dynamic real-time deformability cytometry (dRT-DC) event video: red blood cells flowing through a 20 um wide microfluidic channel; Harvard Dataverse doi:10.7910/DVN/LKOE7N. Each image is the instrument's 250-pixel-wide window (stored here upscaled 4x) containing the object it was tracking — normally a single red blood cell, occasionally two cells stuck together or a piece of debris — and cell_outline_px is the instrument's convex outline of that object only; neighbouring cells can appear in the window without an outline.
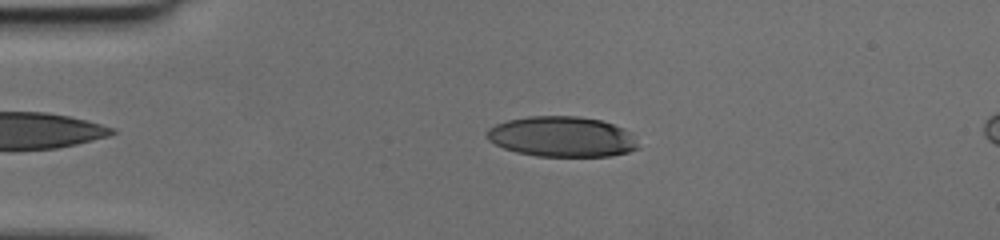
{"species": "human", "species_latin": "Homo sapiens", "temperature_condition": "cold", "stored_images_in_passage": 42, "camera_frame_rate_fps": 3000, "um_per_image_px": 0.085, "donor": {"sex": "female"}, "frame": {"image": 1, "passage_image": 10, "time_ms": 3.0, "image_size_px": [1000, 240], "cell_outline_px": [[640, 148], [628, 152], [612, 156], [536, 156], [516, 152], [504, 148], [488, 140], [488, 128], [496, 124], [508, 120], [528, 116], [580, 116], [600, 120], [624, 128], [628, 132]], "centroid_in_image_um": [47.76, 11.62], "position_along_channel_um": 37.2, "area_um2": 35.43}}
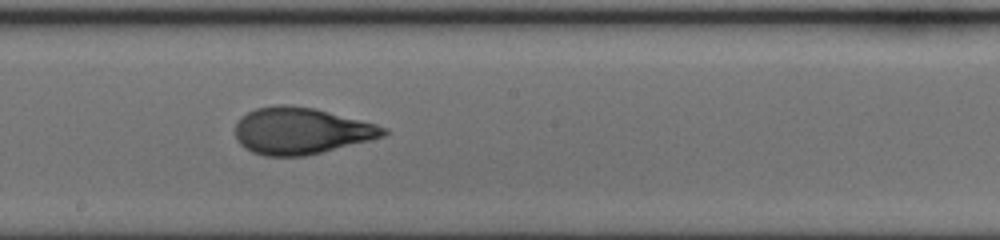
{"frame": {"image": 2, "passage_image": 26, "time_ms": 8.333, "image_size_px": [1000, 240], "cell_outline_px": [[388, 132], [384, 136], [304, 156], [264, 156], [252, 152], [244, 148], [236, 140], [236, 124], [240, 116], [256, 108], [276, 104], [288, 104], [316, 108], [376, 124], [388, 128]], "centroid_in_image_um": [25.55, 11.11], "position_along_channel_um": 222.7, "area_um2": 40.29}}
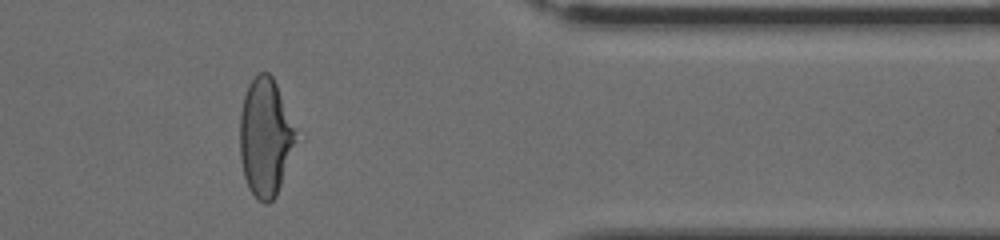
{"frame": {"image": 3, "passage_image": 39, "time_ms": 12.667, "image_size_px": [1000, 240], "cell_outline_px": [[304, 140], [276, 196], [268, 204], [264, 204], [248, 188], [244, 176], [240, 156], [240, 112], [244, 96], [248, 84], [260, 72], [268, 72], [272, 76]], "centroid_in_image_um": [22.68, 11.71], "position_along_channel_um": 388.7, "area_um2": 40.52}}